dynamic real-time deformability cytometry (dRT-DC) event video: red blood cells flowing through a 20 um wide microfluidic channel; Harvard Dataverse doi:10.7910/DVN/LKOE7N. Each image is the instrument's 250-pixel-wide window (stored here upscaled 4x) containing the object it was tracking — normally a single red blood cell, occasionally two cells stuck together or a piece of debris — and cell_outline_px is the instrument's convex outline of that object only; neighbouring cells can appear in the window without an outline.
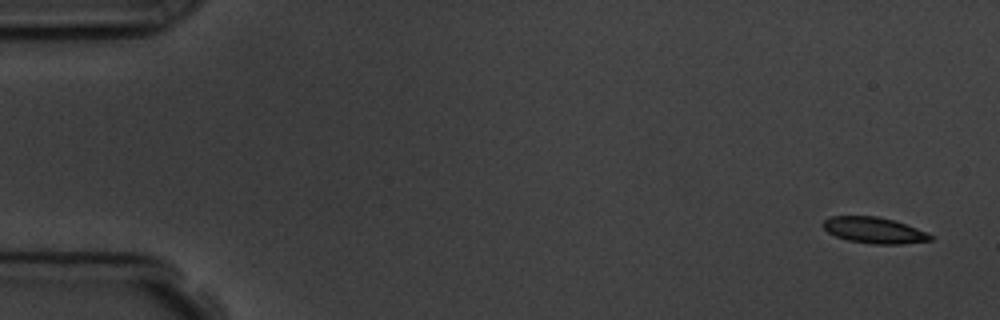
{"species": "common noctule bat (a hibernating species)", "species_latin": "Nyctalus noctula", "temperature_condition": "room temperature", "stored_images_in_passage": 5, "camera_frame_rate_fps": 3000, "um_per_image_px": 0.085, "animal": {"sex": "male", "body_mass_g": 19.5, "forearm_length_mm": 54.6}, "frame": {"image": 1, "passage_image": 1, "time_ms": 0.0, "image_size_px": [1000, 320], "cell_outline_px": [[932, 240], [900, 244], [872, 244], [848, 240], [836, 236], [828, 232], [820, 224], [824, 220], [832, 216], [876, 216], [892, 220], [928, 232], [932, 236]], "centroid_in_image_um": [74.27, 19.57], "position_along_channel_um": 10.7, "area_um2": 16.18}}
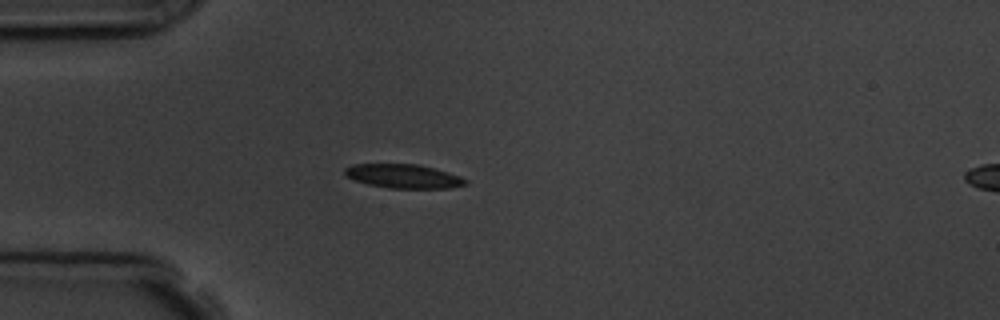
{"frame": {"image": 2, "passage_image": 5, "time_ms": 4.333, "image_size_px": [1000, 320], "cell_outline_px": [[468, 184], [452, 188], [388, 188], [368, 184], [356, 180], [348, 176], [344, 172], [344, 168], [352, 164], [420, 164], [448, 172], [460, 176], [468, 180]], "centroid_in_image_um": [34.34, 14.97], "position_along_channel_um": 50.7, "area_um2": 16.88}}